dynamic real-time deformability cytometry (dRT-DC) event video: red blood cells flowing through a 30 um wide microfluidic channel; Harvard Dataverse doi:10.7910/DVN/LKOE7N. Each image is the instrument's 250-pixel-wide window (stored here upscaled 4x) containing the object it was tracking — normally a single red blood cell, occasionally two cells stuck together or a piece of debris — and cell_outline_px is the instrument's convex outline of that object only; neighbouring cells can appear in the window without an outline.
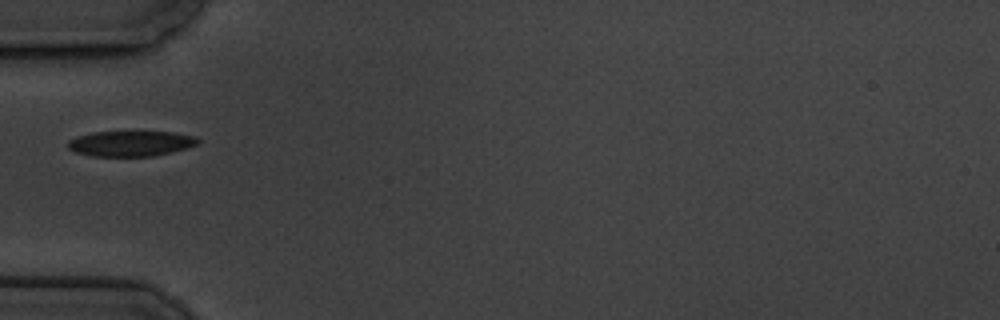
{"species": "common noctule bat (a hibernating species)", "species_latin": "Nyctalus noctula", "temperature_condition": "cold", "stored_images_in_passage": 12, "camera_frame_rate_fps": 3000, "um_per_image_px": 0.085, "animal": {"sex": "male", "body_mass_g": 19.5, "forearm_length_mm": 54.6}, "frame": {"image": 1, "passage_image": 5, "time_ms": 5.667, "image_size_px": [1000, 320], "cell_outline_px": [[200, 140], [196, 144], [188, 148], [152, 156], [92, 156], [76, 152], [68, 148], [68, 140], [76, 136], [92, 132], [176, 132], [196, 136]], "centroid_in_image_um": [11.11, 12.19], "position_along_channel_um": 73.9, "area_um2": 19.25}}
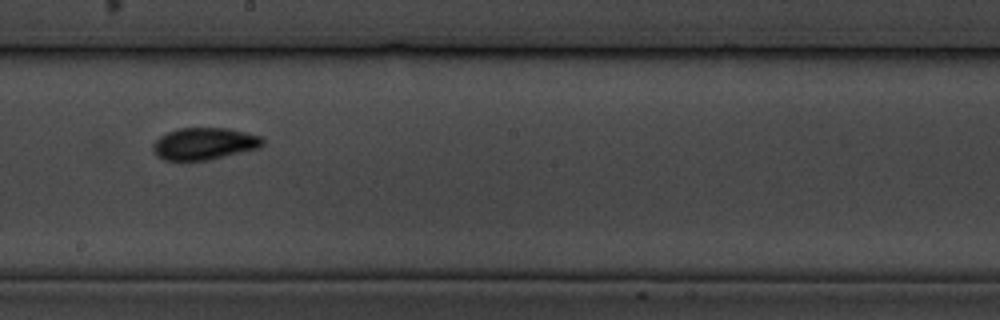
{"frame": {"image": 2, "passage_image": 9, "time_ms": 10.333, "image_size_px": [1000, 320], "cell_outline_px": [[264, 144], [260, 148], [208, 160], [164, 160], [156, 156], [152, 152], [152, 144], [160, 136], [168, 132], [180, 128], [228, 128], [260, 136], [264, 140]], "centroid_in_image_um": [17.35, 12.22], "position_along_channel_um": 230.9, "area_um2": 20.52}}
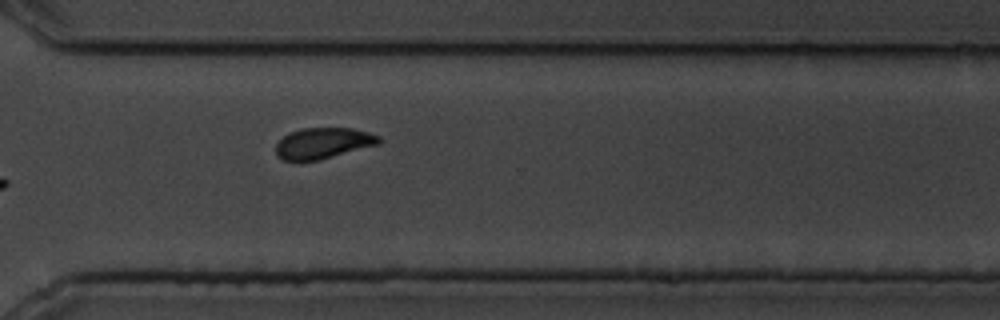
{"frame": {"image": 3, "passage_image": 12, "time_ms": 13.667, "image_size_px": [1000, 320], "cell_outline_px": [[384, 140], [380, 144], [320, 160], [300, 164], [296, 164], [284, 160], [276, 156], [276, 144], [288, 132], [304, 128], [352, 128], [368, 132], [380, 136]], "centroid_in_image_um": [27.45, 12.21], "position_along_channel_um": 343.2, "area_um2": 19.31}}